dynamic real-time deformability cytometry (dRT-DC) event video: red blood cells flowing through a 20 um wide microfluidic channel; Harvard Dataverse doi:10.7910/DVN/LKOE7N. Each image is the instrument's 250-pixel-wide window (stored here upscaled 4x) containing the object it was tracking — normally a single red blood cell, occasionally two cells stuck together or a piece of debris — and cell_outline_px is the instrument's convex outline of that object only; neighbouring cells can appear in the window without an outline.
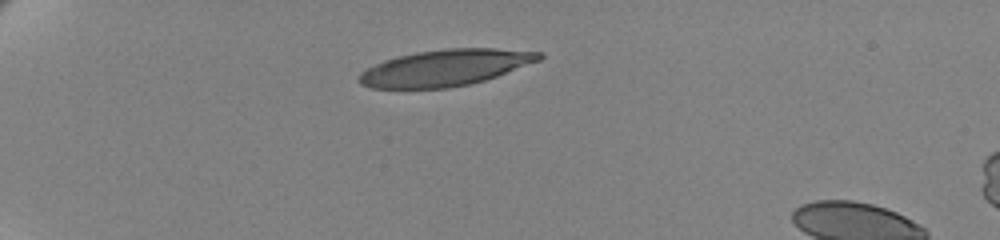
{"species": "human", "species_latin": "Homo sapiens", "temperature_condition": "cold", "stored_images_in_passage": 44, "camera_frame_rate_fps": 3000, "um_per_image_px": 0.085, "donor": {"sex": "female"}, "frame": {"image": 1, "passage_image": 1, "time_ms": 0.0, "image_size_px": [1000, 240], "cell_outline_px": [[544, 56], [540, 60], [496, 76], [484, 80], [468, 84], [448, 88], [372, 88], [360, 84], [356, 80], [356, 76], [360, 72], [384, 60], [396, 56], [416, 52], [444, 48], [492, 48], [544, 52]], "centroid_in_image_um": [37.81, 5.75], "position_along_channel_um": 47.2, "area_um2": 38.15}}
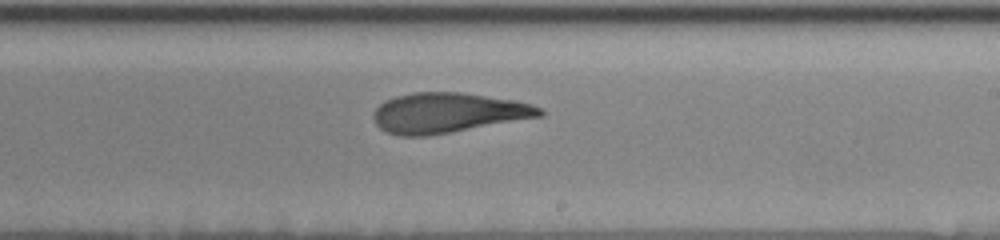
{"frame": {"image": 2, "passage_image": 23, "time_ms": 7.333, "image_size_px": [1000, 240], "cell_outline_px": [[544, 116], [452, 132], [424, 136], [400, 136], [388, 132], [380, 128], [376, 124], [372, 116], [376, 108], [384, 100], [396, 96], [412, 92], [460, 92], [512, 100], [532, 104], [540, 108], [544, 112]], "centroid_in_image_um": [38.05, 9.59], "position_along_channel_um": 250.9, "area_um2": 38.73}}
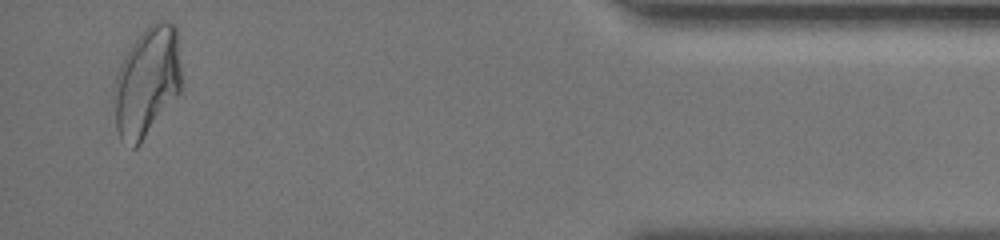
{"frame": {"image": 3, "passage_image": 42, "time_ms": 13.667, "image_size_px": [1000, 240], "cell_outline_px": [[180, 92], [140, 144], [136, 148], [132, 148], [120, 140], [116, 128], [112, 88], [116, 76], [124, 56], [128, 48], [148, 24], [156, 20], [168, 20], [176, 24], [180, 64]], "centroid_in_image_um": [12.47, 6.94], "position_along_channel_um": 422.7, "area_um2": 43.64}, "authors_computed_cell_mechanics": {"area_um2": 39.3329, "velocity_mm_per_s": 3.4529, "shape_relaxation_time_tau1_ms": 9.7104, "shape_relaxation_time_tau2_ms": 2.6652, "deformation_change_tau1": 0.2738, "deformation_change_tau2": 0.1194}}